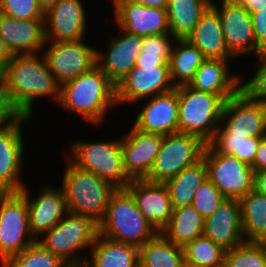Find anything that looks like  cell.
<instances>
[{
    "label": "cell",
    "instance_id": "obj_1",
    "mask_svg": "<svg viewBox=\"0 0 266 267\" xmlns=\"http://www.w3.org/2000/svg\"><path fill=\"white\" fill-rule=\"evenodd\" d=\"M0 75L11 103L23 116L33 118L34 103L40 98L59 102L61 85L49 70L42 52L13 55Z\"/></svg>",
    "mask_w": 266,
    "mask_h": 267
},
{
    "label": "cell",
    "instance_id": "obj_2",
    "mask_svg": "<svg viewBox=\"0 0 266 267\" xmlns=\"http://www.w3.org/2000/svg\"><path fill=\"white\" fill-rule=\"evenodd\" d=\"M58 105L81 116L83 121L100 126L117 105L116 85L96 65L89 72L61 85Z\"/></svg>",
    "mask_w": 266,
    "mask_h": 267
},
{
    "label": "cell",
    "instance_id": "obj_3",
    "mask_svg": "<svg viewBox=\"0 0 266 267\" xmlns=\"http://www.w3.org/2000/svg\"><path fill=\"white\" fill-rule=\"evenodd\" d=\"M98 234L140 248L158 232L140 212L131 193L126 188H116L98 224Z\"/></svg>",
    "mask_w": 266,
    "mask_h": 267
},
{
    "label": "cell",
    "instance_id": "obj_4",
    "mask_svg": "<svg viewBox=\"0 0 266 267\" xmlns=\"http://www.w3.org/2000/svg\"><path fill=\"white\" fill-rule=\"evenodd\" d=\"M61 187L67 211L91 217L96 223L104 218L111 194L116 187L92 172L75 166L65 155Z\"/></svg>",
    "mask_w": 266,
    "mask_h": 267
},
{
    "label": "cell",
    "instance_id": "obj_5",
    "mask_svg": "<svg viewBox=\"0 0 266 267\" xmlns=\"http://www.w3.org/2000/svg\"><path fill=\"white\" fill-rule=\"evenodd\" d=\"M178 91V132L199 137L208 144L220 126L226 100L221 95L200 92L188 85Z\"/></svg>",
    "mask_w": 266,
    "mask_h": 267
},
{
    "label": "cell",
    "instance_id": "obj_6",
    "mask_svg": "<svg viewBox=\"0 0 266 267\" xmlns=\"http://www.w3.org/2000/svg\"><path fill=\"white\" fill-rule=\"evenodd\" d=\"M71 141L64 155L75 166L109 181L116 188H125L131 181L123 167L120 138L113 141Z\"/></svg>",
    "mask_w": 266,
    "mask_h": 267
},
{
    "label": "cell",
    "instance_id": "obj_7",
    "mask_svg": "<svg viewBox=\"0 0 266 267\" xmlns=\"http://www.w3.org/2000/svg\"><path fill=\"white\" fill-rule=\"evenodd\" d=\"M97 235L98 223L91 217L67 212L57 225L37 241L64 262H79L87 260L89 255L79 253L86 248L91 249Z\"/></svg>",
    "mask_w": 266,
    "mask_h": 267
},
{
    "label": "cell",
    "instance_id": "obj_8",
    "mask_svg": "<svg viewBox=\"0 0 266 267\" xmlns=\"http://www.w3.org/2000/svg\"><path fill=\"white\" fill-rule=\"evenodd\" d=\"M35 241L29 229L26 197L21 192H5L0 197L1 265Z\"/></svg>",
    "mask_w": 266,
    "mask_h": 267
},
{
    "label": "cell",
    "instance_id": "obj_9",
    "mask_svg": "<svg viewBox=\"0 0 266 267\" xmlns=\"http://www.w3.org/2000/svg\"><path fill=\"white\" fill-rule=\"evenodd\" d=\"M205 145L199 137L191 134L176 132L164 135L160 151L145 179L165 183L174 178L202 158Z\"/></svg>",
    "mask_w": 266,
    "mask_h": 267
},
{
    "label": "cell",
    "instance_id": "obj_10",
    "mask_svg": "<svg viewBox=\"0 0 266 267\" xmlns=\"http://www.w3.org/2000/svg\"><path fill=\"white\" fill-rule=\"evenodd\" d=\"M202 157L208 179L226 198L240 199L254 189V169L232 155L218 153L209 143Z\"/></svg>",
    "mask_w": 266,
    "mask_h": 267
},
{
    "label": "cell",
    "instance_id": "obj_11",
    "mask_svg": "<svg viewBox=\"0 0 266 267\" xmlns=\"http://www.w3.org/2000/svg\"><path fill=\"white\" fill-rule=\"evenodd\" d=\"M85 41L45 43L42 54L60 85L89 72L97 65V49Z\"/></svg>",
    "mask_w": 266,
    "mask_h": 267
},
{
    "label": "cell",
    "instance_id": "obj_12",
    "mask_svg": "<svg viewBox=\"0 0 266 267\" xmlns=\"http://www.w3.org/2000/svg\"><path fill=\"white\" fill-rule=\"evenodd\" d=\"M173 89L169 65H136L116 86L117 105H134Z\"/></svg>",
    "mask_w": 266,
    "mask_h": 267
},
{
    "label": "cell",
    "instance_id": "obj_13",
    "mask_svg": "<svg viewBox=\"0 0 266 267\" xmlns=\"http://www.w3.org/2000/svg\"><path fill=\"white\" fill-rule=\"evenodd\" d=\"M215 134H233L245 138L266 136V105L249 99L239 91L226 101Z\"/></svg>",
    "mask_w": 266,
    "mask_h": 267
},
{
    "label": "cell",
    "instance_id": "obj_14",
    "mask_svg": "<svg viewBox=\"0 0 266 267\" xmlns=\"http://www.w3.org/2000/svg\"><path fill=\"white\" fill-rule=\"evenodd\" d=\"M32 119L21 115L14 123L0 127V188L4 192H20L26 186L20 178L26 158L23 126Z\"/></svg>",
    "mask_w": 266,
    "mask_h": 267
},
{
    "label": "cell",
    "instance_id": "obj_15",
    "mask_svg": "<svg viewBox=\"0 0 266 267\" xmlns=\"http://www.w3.org/2000/svg\"><path fill=\"white\" fill-rule=\"evenodd\" d=\"M211 6L220 16L225 44L235 59L248 54L256 55L252 18L245 7L233 0H221L219 3L212 0Z\"/></svg>",
    "mask_w": 266,
    "mask_h": 267
},
{
    "label": "cell",
    "instance_id": "obj_16",
    "mask_svg": "<svg viewBox=\"0 0 266 267\" xmlns=\"http://www.w3.org/2000/svg\"><path fill=\"white\" fill-rule=\"evenodd\" d=\"M128 133L120 137L123 167L131 180L145 179L160 151L163 135L145 133L133 125Z\"/></svg>",
    "mask_w": 266,
    "mask_h": 267
},
{
    "label": "cell",
    "instance_id": "obj_17",
    "mask_svg": "<svg viewBox=\"0 0 266 267\" xmlns=\"http://www.w3.org/2000/svg\"><path fill=\"white\" fill-rule=\"evenodd\" d=\"M119 30L118 36L108 37L106 52L97 50V66L116 86L136 66L143 46V36Z\"/></svg>",
    "mask_w": 266,
    "mask_h": 267
},
{
    "label": "cell",
    "instance_id": "obj_18",
    "mask_svg": "<svg viewBox=\"0 0 266 267\" xmlns=\"http://www.w3.org/2000/svg\"><path fill=\"white\" fill-rule=\"evenodd\" d=\"M82 0H59L44 14L46 42L77 41L86 34L87 12Z\"/></svg>",
    "mask_w": 266,
    "mask_h": 267
},
{
    "label": "cell",
    "instance_id": "obj_19",
    "mask_svg": "<svg viewBox=\"0 0 266 267\" xmlns=\"http://www.w3.org/2000/svg\"><path fill=\"white\" fill-rule=\"evenodd\" d=\"M114 21L126 32L140 36L170 33L165 8L147 7L130 0H112Z\"/></svg>",
    "mask_w": 266,
    "mask_h": 267
},
{
    "label": "cell",
    "instance_id": "obj_20",
    "mask_svg": "<svg viewBox=\"0 0 266 267\" xmlns=\"http://www.w3.org/2000/svg\"><path fill=\"white\" fill-rule=\"evenodd\" d=\"M41 188L36 198L30 196L27 186L20 191L28 203L29 229L36 240L57 225L68 212L61 186L50 184Z\"/></svg>",
    "mask_w": 266,
    "mask_h": 267
},
{
    "label": "cell",
    "instance_id": "obj_21",
    "mask_svg": "<svg viewBox=\"0 0 266 267\" xmlns=\"http://www.w3.org/2000/svg\"><path fill=\"white\" fill-rule=\"evenodd\" d=\"M137 112L132 125L139 131L168 135L178 132V91L156 95Z\"/></svg>",
    "mask_w": 266,
    "mask_h": 267
},
{
    "label": "cell",
    "instance_id": "obj_22",
    "mask_svg": "<svg viewBox=\"0 0 266 267\" xmlns=\"http://www.w3.org/2000/svg\"><path fill=\"white\" fill-rule=\"evenodd\" d=\"M133 196L136 206L159 233L168 223L173 207L164 183L146 179L131 180L125 187Z\"/></svg>",
    "mask_w": 266,
    "mask_h": 267
},
{
    "label": "cell",
    "instance_id": "obj_23",
    "mask_svg": "<svg viewBox=\"0 0 266 267\" xmlns=\"http://www.w3.org/2000/svg\"><path fill=\"white\" fill-rule=\"evenodd\" d=\"M203 235L226 251L244 243L239 199L225 198L213 214L204 219Z\"/></svg>",
    "mask_w": 266,
    "mask_h": 267
},
{
    "label": "cell",
    "instance_id": "obj_24",
    "mask_svg": "<svg viewBox=\"0 0 266 267\" xmlns=\"http://www.w3.org/2000/svg\"><path fill=\"white\" fill-rule=\"evenodd\" d=\"M0 38L13 55L41 53L46 43L44 19L22 20L0 13Z\"/></svg>",
    "mask_w": 266,
    "mask_h": 267
},
{
    "label": "cell",
    "instance_id": "obj_25",
    "mask_svg": "<svg viewBox=\"0 0 266 267\" xmlns=\"http://www.w3.org/2000/svg\"><path fill=\"white\" fill-rule=\"evenodd\" d=\"M231 60L206 58L188 86L200 92L221 95L227 101L240 91L241 83V75L232 74L230 70Z\"/></svg>",
    "mask_w": 266,
    "mask_h": 267
},
{
    "label": "cell",
    "instance_id": "obj_26",
    "mask_svg": "<svg viewBox=\"0 0 266 267\" xmlns=\"http://www.w3.org/2000/svg\"><path fill=\"white\" fill-rule=\"evenodd\" d=\"M205 58L233 59L224 39L218 12L210 6L201 16L193 31L186 37Z\"/></svg>",
    "mask_w": 266,
    "mask_h": 267
},
{
    "label": "cell",
    "instance_id": "obj_27",
    "mask_svg": "<svg viewBox=\"0 0 266 267\" xmlns=\"http://www.w3.org/2000/svg\"><path fill=\"white\" fill-rule=\"evenodd\" d=\"M89 254L88 267H139L137 246L115 242L99 234Z\"/></svg>",
    "mask_w": 266,
    "mask_h": 267
},
{
    "label": "cell",
    "instance_id": "obj_28",
    "mask_svg": "<svg viewBox=\"0 0 266 267\" xmlns=\"http://www.w3.org/2000/svg\"><path fill=\"white\" fill-rule=\"evenodd\" d=\"M203 231L204 218L192 205H187L173 209L168 223L159 233L175 245L184 247L203 235Z\"/></svg>",
    "mask_w": 266,
    "mask_h": 267
},
{
    "label": "cell",
    "instance_id": "obj_29",
    "mask_svg": "<svg viewBox=\"0 0 266 267\" xmlns=\"http://www.w3.org/2000/svg\"><path fill=\"white\" fill-rule=\"evenodd\" d=\"M211 4L212 0H168L170 33L176 39H186Z\"/></svg>",
    "mask_w": 266,
    "mask_h": 267
},
{
    "label": "cell",
    "instance_id": "obj_30",
    "mask_svg": "<svg viewBox=\"0 0 266 267\" xmlns=\"http://www.w3.org/2000/svg\"><path fill=\"white\" fill-rule=\"evenodd\" d=\"M207 178V167L202 157L166 181L164 184L168 189L173 209L192 205L196 190Z\"/></svg>",
    "mask_w": 266,
    "mask_h": 267
},
{
    "label": "cell",
    "instance_id": "obj_31",
    "mask_svg": "<svg viewBox=\"0 0 266 267\" xmlns=\"http://www.w3.org/2000/svg\"><path fill=\"white\" fill-rule=\"evenodd\" d=\"M174 44L168 63L171 80L176 88L188 85L206 58L186 39H176Z\"/></svg>",
    "mask_w": 266,
    "mask_h": 267
},
{
    "label": "cell",
    "instance_id": "obj_32",
    "mask_svg": "<svg viewBox=\"0 0 266 267\" xmlns=\"http://www.w3.org/2000/svg\"><path fill=\"white\" fill-rule=\"evenodd\" d=\"M239 201L245 241L262 242L266 238V196L252 189Z\"/></svg>",
    "mask_w": 266,
    "mask_h": 267
},
{
    "label": "cell",
    "instance_id": "obj_33",
    "mask_svg": "<svg viewBox=\"0 0 266 267\" xmlns=\"http://www.w3.org/2000/svg\"><path fill=\"white\" fill-rule=\"evenodd\" d=\"M183 247L158 233L139 248V267H183Z\"/></svg>",
    "mask_w": 266,
    "mask_h": 267
},
{
    "label": "cell",
    "instance_id": "obj_34",
    "mask_svg": "<svg viewBox=\"0 0 266 267\" xmlns=\"http://www.w3.org/2000/svg\"><path fill=\"white\" fill-rule=\"evenodd\" d=\"M262 137L233 136V134H215L209 144L218 152L232 155L240 161L252 165Z\"/></svg>",
    "mask_w": 266,
    "mask_h": 267
},
{
    "label": "cell",
    "instance_id": "obj_35",
    "mask_svg": "<svg viewBox=\"0 0 266 267\" xmlns=\"http://www.w3.org/2000/svg\"><path fill=\"white\" fill-rule=\"evenodd\" d=\"M225 252L221 246L204 235L183 247L184 262L224 267Z\"/></svg>",
    "mask_w": 266,
    "mask_h": 267
},
{
    "label": "cell",
    "instance_id": "obj_36",
    "mask_svg": "<svg viewBox=\"0 0 266 267\" xmlns=\"http://www.w3.org/2000/svg\"><path fill=\"white\" fill-rule=\"evenodd\" d=\"M65 262L37 240L0 267H61Z\"/></svg>",
    "mask_w": 266,
    "mask_h": 267
},
{
    "label": "cell",
    "instance_id": "obj_37",
    "mask_svg": "<svg viewBox=\"0 0 266 267\" xmlns=\"http://www.w3.org/2000/svg\"><path fill=\"white\" fill-rule=\"evenodd\" d=\"M224 267H266V246L245 241L225 252Z\"/></svg>",
    "mask_w": 266,
    "mask_h": 267
},
{
    "label": "cell",
    "instance_id": "obj_38",
    "mask_svg": "<svg viewBox=\"0 0 266 267\" xmlns=\"http://www.w3.org/2000/svg\"><path fill=\"white\" fill-rule=\"evenodd\" d=\"M226 197L207 178L196 190L192 206L206 219L218 208Z\"/></svg>",
    "mask_w": 266,
    "mask_h": 267
},
{
    "label": "cell",
    "instance_id": "obj_39",
    "mask_svg": "<svg viewBox=\"0 0 266 267\" xmlns=\"http://www.w3.org/2000/svg\"><path fill=\"white\" fill-rule=\"evenodd\" d=\"M256 59L255 73L247 83L241 78L240 91L249 99L266 105V52L256 55Z\"/></svg>",
    "mask_w": 266,
    "mask_h": 267
},
{
    "label": "cell",
    "instance_id": "obj_40",
    "mask_svg": "<svg viewBox=\"0 0 266 267\" xmlns=\"http://www.w3.org/2000/svg\"><path fill=\"white\" fill-rule=\"evenodd\" d=\"M0 13L16 19H44L38 0H0Z\"/></svg>",
    "mask_w": 266,
    "mask_h": 267
},
{
    "label": "cell",
    "instance_id": "obj_41",
    "mask_svg": "<svg viewBox=\"0 0 266 267\" xmlns=\"http://www.w3.org/2000/svg\"><path fill=\"white\" fill-rule=\"evenodd\" d=\"M175 40L171 33L144 36L141 51L152 54H171Z\"/></svg>",
    "mask_w": 266,
    "mask_h": 267
},
{
    "label": "cell",
    "instance_id": "obj_42",
    "mask_svg": "<svg viewBox=\"0 0 266 267\" xmlns=\"http://www.w3.org/2000/svg\"><path fill=\"white\" fill-rule=\"evenodd\" d=\"M21 114L10 101L8 92L0 75V127L14 123Z\"/></svg>",
    "mask_w": 266,
    "mask_h": 267
},
{
    "label": "cell",
    "instance_id": "obj_43",
    "mask_svg": "<svg viewBox=\"0 0 266 267\" xmlns=\"http://www.w3.org/2000/svg\"><path fill=\"white\" fill-rule=\"evenodd\" d=\"M251 15L256 40V55L266 52V8L257 9Z\"/></svg>",
    "mask_w": 266,
    "mask_h": 267
},
{
    "label": "cell",
    "instance_id": "obj_44",
    "mask_svg": "<svg viewBox=\"0 0 266 267\" xmlns=\"http://www.w3.org/2000/svg\"><path fill=\"white\" fill-rule=\"evenodd\" d=\"M170 54H152L141 51L136 59V65H169Z\"/></svg>",
    "mask_w": 266,
    "mask_h": 267
},
{
    "label": "cell",
    "instance_id": "obj_45",
    "mask_svg": "<svg viewBox=\"0 0 266 267\" xmlns=\"http://www.w3.org/2000/svg\"><path fill=\"white\" fill-rule=\"evenodd\" d=\"M251 167L254 171L266 170V136L260 138L255 158Z\"/></svg>",
    "mask_w": 266,
    "mask_h": 267
},
{
    "label": "cell",
    "instance_id": "obj_46",
    "mask_svg": "<svg viewBox=\"0 0 266 267\" xmlns=\"http://www.w3.org/2000/svg\"><path fill=\"white\" fill-rule=\"evenodd\" d=\"M233 1L236 4L245 7V9L250 14H252L253 12H256L259 7L260 9L266 8V0H233Z\"/></svg>",
    "mask_w": 266,
    "mask_h": 267
},
{
    "label": "cell",
    "instance_id": "obj_47",
    "mask_svg": "<svg viewBox=\"0 0 266 267\" xmlns=\"http://www.w3.org/2000/svg\"><path fill=\"white\" fill-rule=\"evenodd\" d=\"M254 190L266 196V170L254 172Z\"/></svg>",
    "mask_w": 266,
    "mask_h": 267
},
{
    "label": "cell",
    "instance_id": "obj_48",
    "mask_svg": "<svg viewBox=\"0 0 266 267\" xmlns=\"http://www.w3.org/2000/svg\"><path fill=\"white\" fill-rule=\"evenodd\" d=\"M12 57V52L9 50L5 42L0 38V73L6 67Z\"/></svg>",
    "mask_w": 266,
    "mask_h": 267
},
{
    "label": "cell",
    "instance_id": "obj_49",
    "mask_svg": "<svg viewBox=\"0 0 266 267\" xmlns=\"http://www.w3.org/2000/svg\"><path fill=\"white\" fill-rule=\"evenodd\" d=\"M147 7L167 8L168 0H130Z\"/></svg>",
    "mask_w": 266,
    "mask_h": 267
},
{
    "label": "cell",
    "instance_id": "obj_50",
    "mask_svg": "<svg viewBox=\"0 0 266 267\" xmlns=\"http://www.w3.org/2000/svg\"><path fill=\"white\" fill-rule=\"evenodd\" d=\"M59 0H38L40 9L45 14L51 8H53Z\"/></svg>",
    "mask_w": 266,
    "mask_h": 267
},
{
    "label": "cell",
    "instance_id": "obj_51",
    "mask_svg": "<svg viewBox=\"0 0 266 267\" xmlns=\"http://www.w3.org/2000/svg\"><path fill=\"white\" fill-rule=\"evenodd\" d=\"M61 267H88L86 260L79 262H65Z\"/></svg>",
    "mask_w": 266,
    "mask_h": 267
},
{
    "label": "cell",
    "instance_id": "obj_52",
    "mask_svg": "<svg viewBox=\"0 0 266 267\" xmlns=\"http://www.w3.org/2000/svg\"><path fill=\"white\" fill-rule=\"evenodd\" d=\"M183 267H212V266L204 265V264L184 262V266Z\"/></svg>",
    "mask_w": 266,
    "mask_h": 267
},
{
    "label": "cell",
    "instance_id": "obj_53",
    "mask_svg": "<svg viewBox=\"0 0 266 267\" xmlns=\"http://www.w3.org/2000/svg\"><path fill=\"white\" fill-rule=\"evenodd\" d=\"M5 192L0 188V197L4 194Z\"/></svg>",
    "mask_w": 266,
    "mask_h": 267
},
{
    "label": "cell",
    "instance_id": "obj_54",
    "mask_svg": "<svg viewBox=\"0 0 266 267\" xmlns=\"http://www.w3.org/2000/svg\"><path fill=\"white\" fill-rule=\"evenodd\" d=\"M262 243L266 246V238L262 241Z\"/></svg>",
    "mask_w": 266,
    "mask_h": 267
}]
</instances>
